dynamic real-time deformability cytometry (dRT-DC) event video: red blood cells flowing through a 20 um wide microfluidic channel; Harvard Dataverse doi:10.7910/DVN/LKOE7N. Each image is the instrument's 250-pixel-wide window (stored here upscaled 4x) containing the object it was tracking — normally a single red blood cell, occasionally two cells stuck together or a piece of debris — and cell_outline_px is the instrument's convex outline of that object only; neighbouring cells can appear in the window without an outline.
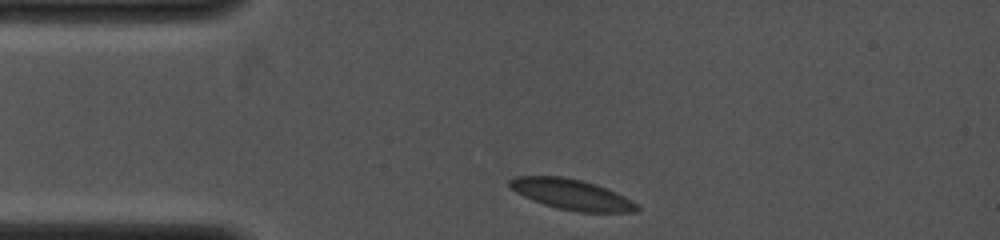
{"species": "common noctule bat (a hibernating species)", "species_latin": "Nyctalus noctula", "temperature_condition": "cold", "stored_images_in_passage": 14, "camera_frame_rate_fps": 4000, "um_per_image_px": 0.085, "animal": {"sex": "female", "body_mass_g": 19.0, "forearm_length_mm": 53.3}, "frame": {"image": 1, "passage_image": 1, "time_ms": 0.0, "image_size_px": [1000, 240], "cell_outline_px": [[640, 208], [636, 212], [580, 212], [556, 208], [544, 204], [524, 196], [516, 192], [508, 184], [508, 180], [516, 176], [564, 176], [596, 184], [616, 192], [640, 204]], "centroid_in_image_um": [48.62, 16.53], "position_along_channel_um": 36.4, "area_um2": 22.66}}
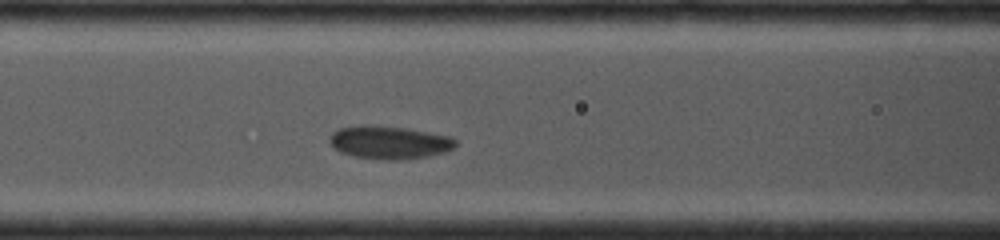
{"frame": {"image": 2, "passage_image": 10, "time_ms": 3.0, "image_size_px": [1000, 240], "cell_outline_px": [[456, 144], [452, 148], [444, 152], [428, 156], [400, 160], [388, 160], [352, 156], [340, 152], [328, 140], [328, 136], [332, 132], [340, 128], [364, 124], [368, 124], [404, 128], [452, 136], [456, 140]], "centroid_in_image_um": [33.07, 12.1], "position_along_channel_um": 133.5, "area_um2": 24.28}}
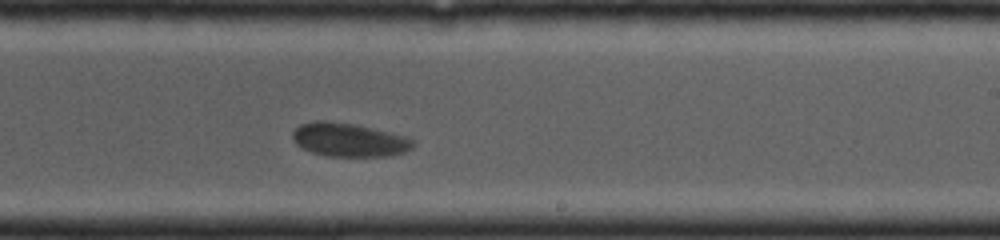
{"frame": {"image": 3, "passage_image": 14, "time_ms": 6.0, "image_size_px": [1000, 240], "cell_outline_px": [[416, 144], [412, 148], [404, 152], [388, 156], [328, 156], [312, 152], [296, 144], [292, 140], [292, 132], [300, 124], [316, 120], [332, 120], [356, 124], [408, 136]], "centroid_in_image_um": [29.67, 11.87], "position_along_channel_um": 259.3, "area_um2": 23.87}}